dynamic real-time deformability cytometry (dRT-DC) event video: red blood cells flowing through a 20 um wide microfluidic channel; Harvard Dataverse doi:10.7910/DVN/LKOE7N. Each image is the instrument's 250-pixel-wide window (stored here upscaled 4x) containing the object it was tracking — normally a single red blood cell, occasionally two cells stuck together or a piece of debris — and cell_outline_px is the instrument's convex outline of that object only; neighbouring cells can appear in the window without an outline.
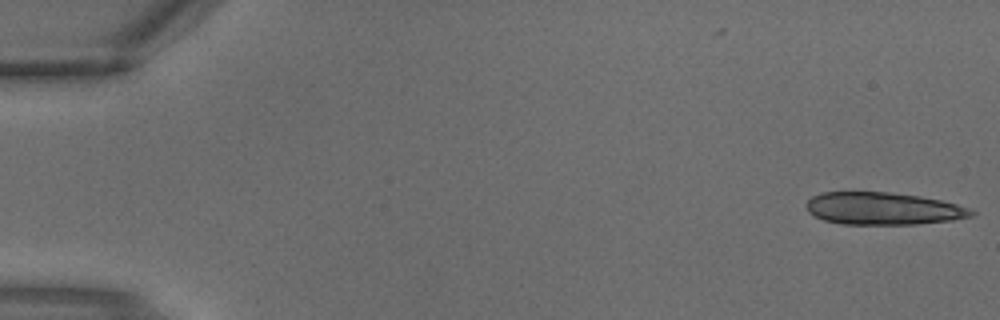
{"species": "common noctule bat (a hibernating species)", "species_latin": "Nyctalus noctula", "temperature_condition": "warm", "stored_images_in_passage": 5, "camera_frame_rate_fps": 3000, "um_per_image_px": 0.085, "animal": {"sex": "male", "body_mass_g": 18.8}, "frame": {"image": 1, "passage_image": 1, "time_ms": 0.0, "image_size_px": [1000, 320], "cell_outline_px": [[976, 212], [972, 216], [952, 220], [916, 224], [840, 224], [824, 220], [808, 212], [804, 204], [812, 196], [820, 192], [888, 192], [920, 196], [940, 200], [956, 204], [968, 208]], "centroid_in_image_um": [75.02, 17.72], "position_along_channel_um": 10.0, "area_um2": 31.15}}
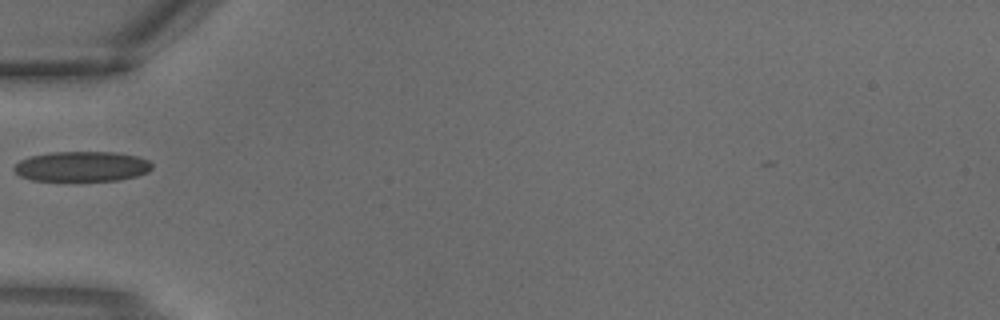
{"frame": {"image": 2, "passage_image": 5, "time_ms": 1.333, "image_size_px": [1000, 320], "cell_outline_px": [[152, 168], [148, 172], [136, 176], [120, 180], [72, 184], [32, 180], [20, 176], [12, 168], [20, 160], [28, 156], [52, 152], [116, 152], [136, 156], [148, 160], [152, 164]], "centroid_in_image_um": [6.92, 14.2], "position_along_channel_um": 78.1, "area_um2": 25.43}}